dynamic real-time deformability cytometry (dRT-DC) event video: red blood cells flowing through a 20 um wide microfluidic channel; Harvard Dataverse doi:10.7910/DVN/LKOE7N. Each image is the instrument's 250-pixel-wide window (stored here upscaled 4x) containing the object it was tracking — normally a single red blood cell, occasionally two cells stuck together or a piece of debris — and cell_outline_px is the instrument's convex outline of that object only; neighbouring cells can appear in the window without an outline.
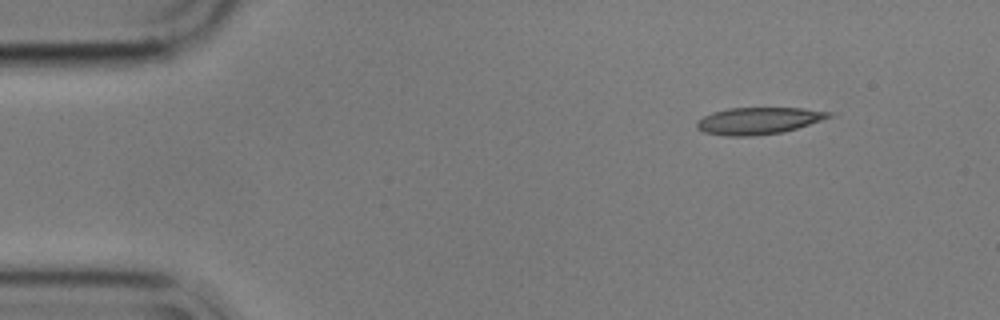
{"species": "common noctule bat (a hibernating species)", "species_latin": "Nyctalus noctula", "temperature_condition": "cold", "stored_images_in_passage": 50, "camera_frame_rate_fps": 3000, "um_per_image_px": 0.085, "animal": {"sex": "male", "body_mass_g": 17.9}, "frame": {"image": 1, "passage_image": 1, "time_ms": 0.0, "image_size_px": [1000, 320], "cell_outline_px": [[832, 116], [784, 132], [752, 136], [724, 136], [704, 132], [696, 128], [696, 120], [712, 112], [728, 108], [804, 108], [832, 112]], "centroid_in_image_um": [64.41, 10.26], "position_along_channel_um": 20.6, "area_um2": 20.69}}
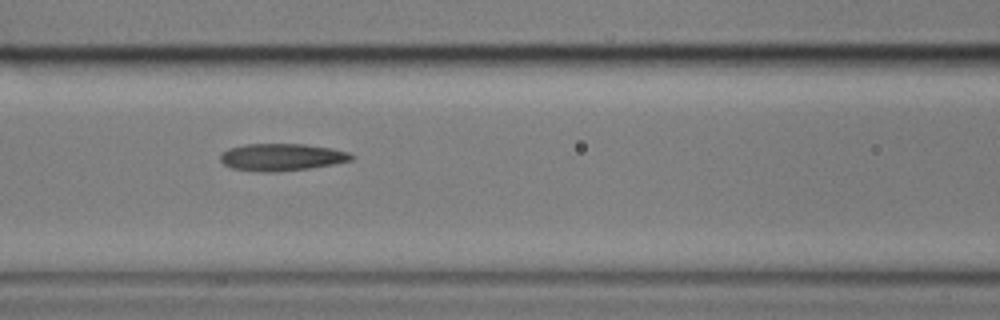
{"frame": {"image": 2, "passage_image": 18, "time_ms": 5.667, "image_size_px": [1000, 320], "cell_outline_px": [[356, 156], [352, 160], [332, 164], [308, 168], [276, 172], [260, 172], [232, 168], [224, 164], [220, 160], [220, 156], [228, 148], [244, 144], [304, 144], [332, 148], [348, 152]], "centroid_in_image_um": [23.94, 13.35], "position_along_channel_um": 142.7, "area_um2": 20.75}}
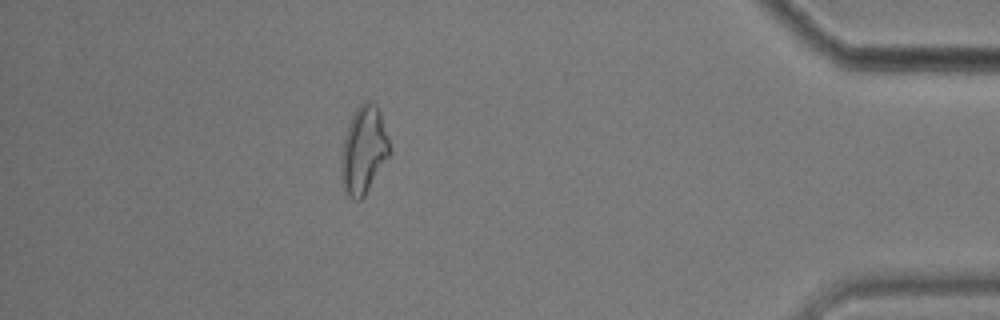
{"frame": {"image": 3, "passage_image": 44, "time_ms": 14.333, "image_size_px": [1000, 320], "cell_outline_px": [[388, 156], [364, 196], [360, 200], [356, 200], [344, 192], [340, 180], [340, 152], [344, 136], [348, 124], [356, 108], [364, 100], [368, 100], [376, 104], [380, 112], [388, 140]], "centroid_in_image_um": [30.84, 12.76], "position_along_channel_um": 404.4, "area_um2": 24.57}, "authors_computed_cell_mechanics": {"area_um2": 20.9236, "velocity_mm_per_s": 3.5465, "shape_relaxation_time_tau1_ms": 5.9187, "shape_relaxation_time_tau2_ms": 2.5672, "deformation_change_tau1": 0.1676, "deformation_change_tau2": 0.1228}}